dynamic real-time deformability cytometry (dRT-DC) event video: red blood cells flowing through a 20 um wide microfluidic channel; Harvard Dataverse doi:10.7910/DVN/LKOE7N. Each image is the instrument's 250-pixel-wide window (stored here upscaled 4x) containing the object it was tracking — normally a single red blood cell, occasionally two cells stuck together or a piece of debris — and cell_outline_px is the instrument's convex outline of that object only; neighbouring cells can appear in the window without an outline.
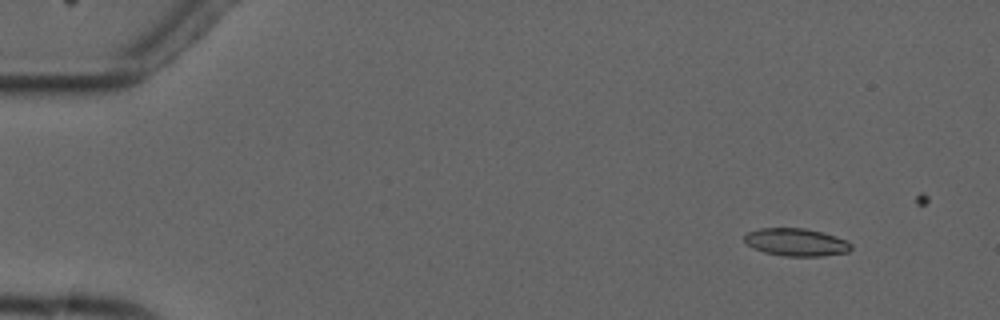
{"species": "common noctule bat (a hibernating species)", "species_latin": "Nyctalus noctula", "temperature_condition": "cold", "stored_images_in_passage": 5, "camera_frame_rate_fps": 3000, "um_per_image_px": 0.085, "animal": {"sex": "male", "forearm_length_mm": 52.5}, "frame": {"image": 1, "passage_image": 2, "time_ms": 1.0, "image_size_px": [1000, 320], "cell_outline_px": [[852, 248], [848, 252], [824, 256], [784, 256], [764, 252], [752, 248], [744, 240], [744, 236], [748, 232], [760, 228], [804, 228], [836, 236], [848, 240], [852, 244]], "centroid_in_image_um": [67.7, 20.59], "position_along_channel_um": 17.3, "area_um2": 17.28}}
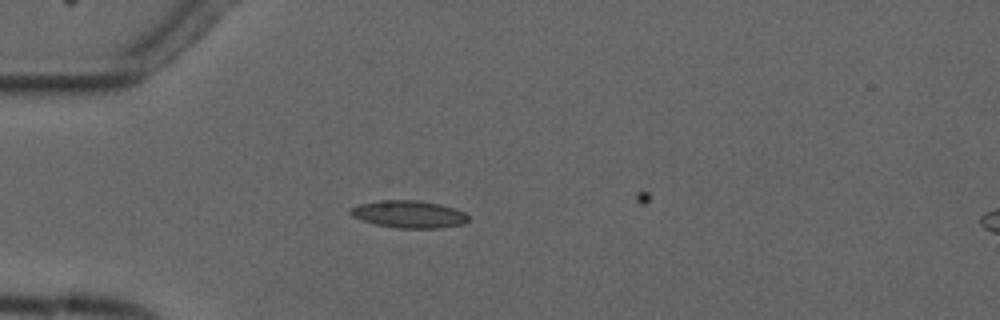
{"frame": {"image": 2, "passage_image": 4, "time_ms": 4.333, "image_size_px": [1000, 320], "cell_outline_px": [[468, 220], [464, 224], [436, 228], [400, 228], [376, 224], [360, 220], [352, 216], [348, 212], [348, 208], [360, 204], [380, 200], [416, 200], [440, 204], [456, 208], [464, 212], [468, 216]], "centroid_in_image_um": [34.73, 18.2], "position_along_channel_um": 50.3, "area_um2": 18.84}}